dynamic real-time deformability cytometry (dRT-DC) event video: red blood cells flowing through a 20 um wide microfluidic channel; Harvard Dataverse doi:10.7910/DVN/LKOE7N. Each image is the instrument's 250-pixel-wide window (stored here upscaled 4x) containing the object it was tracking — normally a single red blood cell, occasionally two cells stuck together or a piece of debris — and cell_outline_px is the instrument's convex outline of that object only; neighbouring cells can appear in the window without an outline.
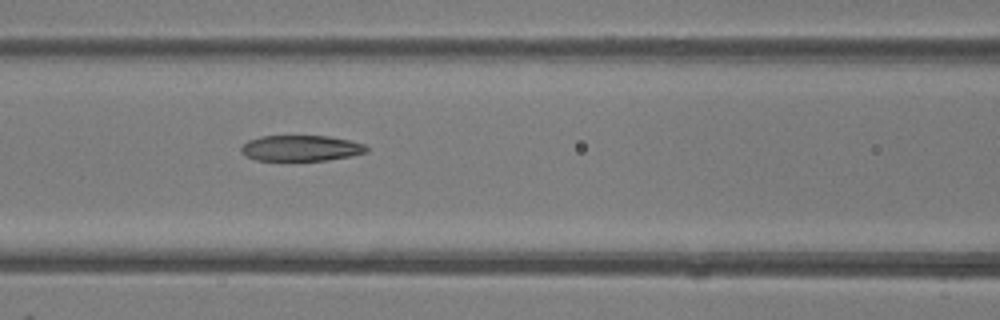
{"species": "common noctule bat (a hibernating species)", "species_latin": "Nyctalus noctula", "temperature_condition": "room temperature", "stored_images_in_passage": 19, "camera_frame_rate_fps": 3000, "um_per_image_px": 0.085, "animal": {"sex": "female"}, "frame": {"image": 1, "passage_image": 11, "time_ms": 3.333, "image_size_px": [1000, 320], "cell_outline_px": [[368, 152], [352, 156], [328, 160], [256, 160], [240, 152], [240, 148], [248, 140], [260, 136], [328, 136], [348, 140], [364, 144], [368, 148]], "centroid_in_image_um": [25.59, 12.59], "position_along_channel_um": 141.0, "area_um2": 18.79}}
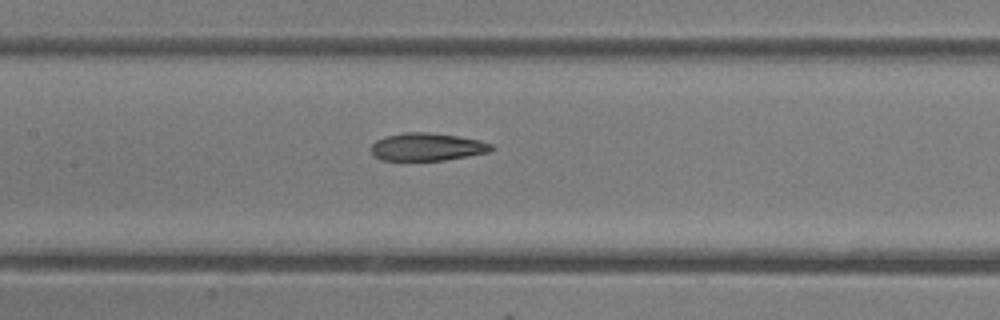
{"frame": {"image": 2, "passage_image": 13, "time_ms": 4.0, "image_size_px": [1000, 320], "cell_outline_px": [[492, 148], [488, 152], [444, 160], [380, 160], [372, 152], [372, 144], [376, 140], [384, 136], [404, 132], [428, 132], [456, 136], [480, 140], [492, 144]], "centroid_in_image_um": [36.27, 12.47], "position_along_channel_um": 171.1, "area_um2": 19.25}}
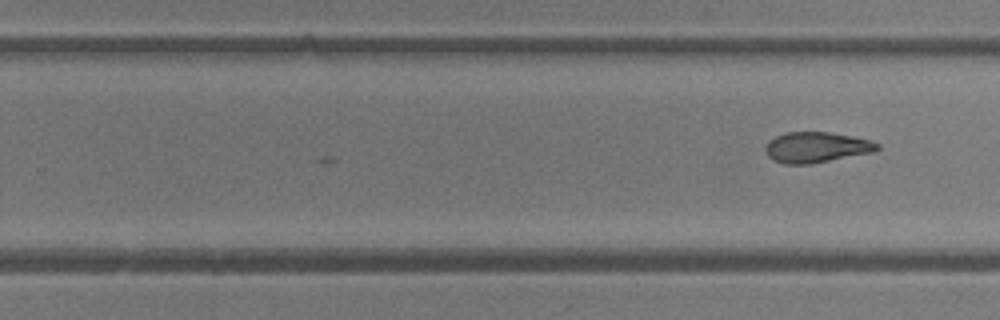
{"frame": {"image": 3, "passage_image": 19, "time_ms": 6.0, "image_size_px": [1000, 320], "cell_outline_px": [[880, 148], [872, 152], [808, 164], [784, 164], [772, 160], [768, 156], [764, 148], [768, 140], [784, 132], [832, 132], [872, 140], [880, 144]], "centroid_in_image_um": [69.37, 12.51], "position_along_channel_um": 260.4, "area_um2": 20.0}}